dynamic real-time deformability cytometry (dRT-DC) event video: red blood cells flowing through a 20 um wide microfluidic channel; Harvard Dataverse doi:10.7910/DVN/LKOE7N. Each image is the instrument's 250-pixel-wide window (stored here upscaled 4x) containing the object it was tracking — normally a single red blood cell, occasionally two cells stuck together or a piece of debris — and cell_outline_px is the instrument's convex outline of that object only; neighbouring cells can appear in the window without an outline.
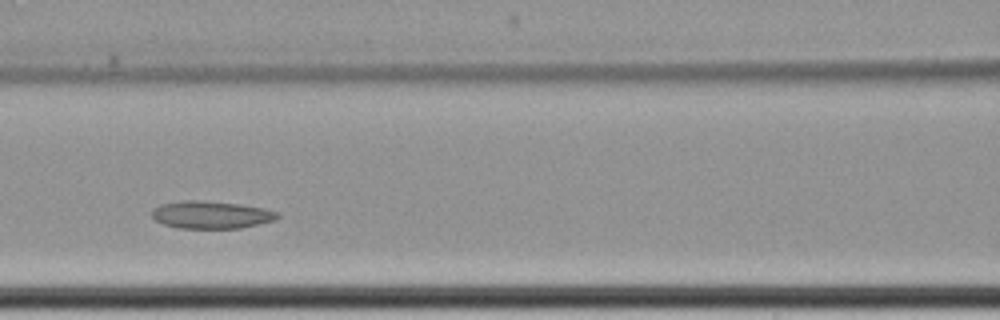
{"species": "common noctule bat (a hibernating species)", "species_latin": "Nyctalus noctula", "temperature_condition": "cold", "stored_images_in_passage": 11, "camera_frame_rate_fps": 3000, "um_per_image_px": 0.085, "animal": {"sex": "female", "body_mass_g": 22.7, "forearm_length_mm": 54.2}, "frame": {"image": 1, "passage_image": 5, "time_ms": 4.667, "image_size_px": [1000, 320], "cell_outline_px": [[280, 216], [272, 220], [240, 228], [180, 228], [164, 224], [156, 220], [152, 216], [152, 208], [160, 204], [184, 200], [200, 200], [240, 204], [264, 208], [276, 212]], "centroid_in_image_um": [17.9, 18.24], "position_along_channel_um": 148.7, "area_um2": 19.94}}
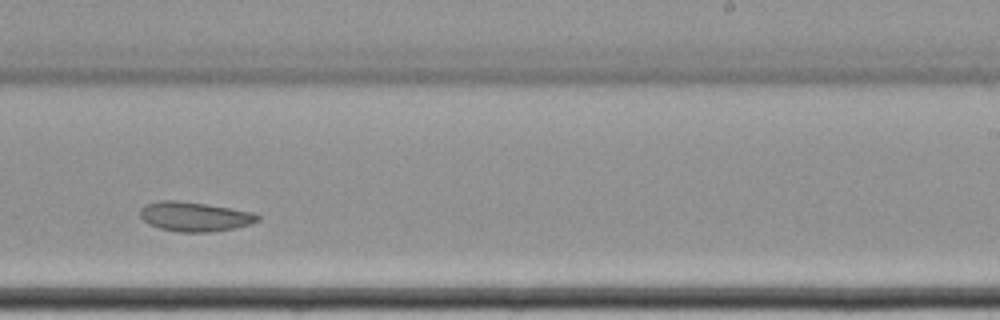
{"frame": {"image": 2, "passage_image": 8, "time_ms": 8.333, "image_size_px": [1000, 320], "cell_outline_px": [[260, 220], [236, 228], [212, 232], [176, 232], [160, 228], [148, 224], [140, 216], [140, 208], [144, 204], [156, 200], [176, 200], [204, 204], [252, 212], [260, 216]], "centroid_in_image_um": [16.49, 18.41], "position_along_channel_um": 272.5, "area_um2": 20.23}}
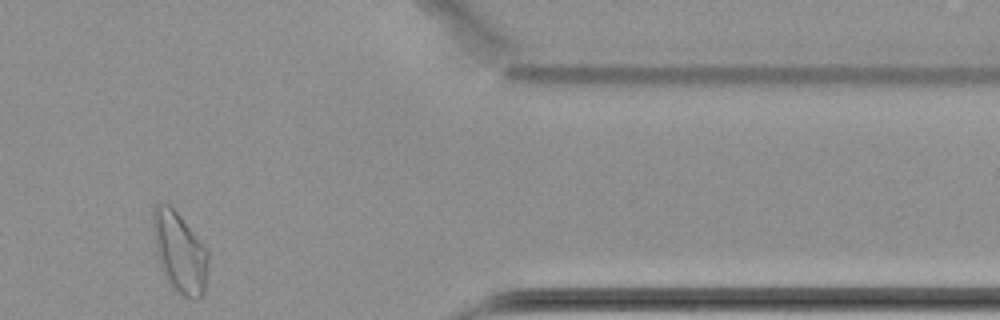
{"frame": {"image": 3, "passage_image": 11, "time_ms": 12.667, "image_size_px": [1000, 320], "cell_outline_px": [[208, 260], [204, 292], [196, 300], [192, 300], [180, 296], [168, 284], [160, 264], [156, 248], [152, 224], [152, 212], [156, 204], [160, 200], [168, 204], [180, 216], [208, 248]], "centroid_in_image_um": [15.27, 21.46], "position_along_channel_um": 396.1, "area_um2": 26.13}, "authors_computed_cell_mechanics": {"area_um2": 20.519, "velocity_mm_per_s": 3.3836, "shape_relaxation_time_tau1_ms": null, "shape_relaxation_time_tau2_ms": 4.4368, "deformation_change_tau1": null, "deformation_change_tau2": 0.0604}}